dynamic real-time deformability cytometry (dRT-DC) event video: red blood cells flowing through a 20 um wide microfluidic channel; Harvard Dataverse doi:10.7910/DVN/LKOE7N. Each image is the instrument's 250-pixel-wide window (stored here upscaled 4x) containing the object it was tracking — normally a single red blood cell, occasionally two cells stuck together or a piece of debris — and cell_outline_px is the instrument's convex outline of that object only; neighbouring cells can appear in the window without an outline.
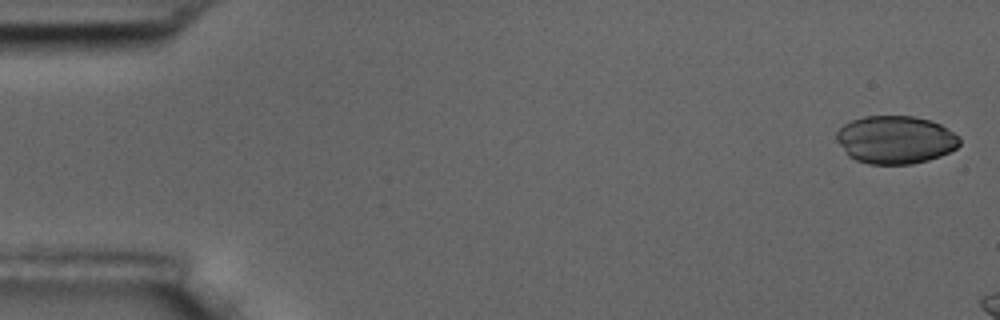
{"species": "common noctule bat (a hibernating species)", "species_latin": "Nyctalus noctula", "temperature_condition": "room temperature", "stored_images_in_passage": 3, "camera_frame_rate_fps": 3000, "um_per_image_px": 0.085, "animal": {"sex": "male", "body_mass_g": 17.5, "forearm_length_mm": 52.3}, "frame": {"image": 1, "passage_image": 1, "time_ms": 0.0, "image_size_px": [1000, 320], "cell_outline_px": [[960, 144], [956, 148], [940, 156], [928, 160], [912, 164], [868, 164], [856, 160], [848, 156], [836, 140], [836, 132], [844, 124], [852, 120], [864, 116], [912, 116], [928, 120], [940, 124], [960, 136]], "centroid_in_image_um": [76.1, 11.88], "position_along_channel_um": 8.9, "area_um2": 34.45}}